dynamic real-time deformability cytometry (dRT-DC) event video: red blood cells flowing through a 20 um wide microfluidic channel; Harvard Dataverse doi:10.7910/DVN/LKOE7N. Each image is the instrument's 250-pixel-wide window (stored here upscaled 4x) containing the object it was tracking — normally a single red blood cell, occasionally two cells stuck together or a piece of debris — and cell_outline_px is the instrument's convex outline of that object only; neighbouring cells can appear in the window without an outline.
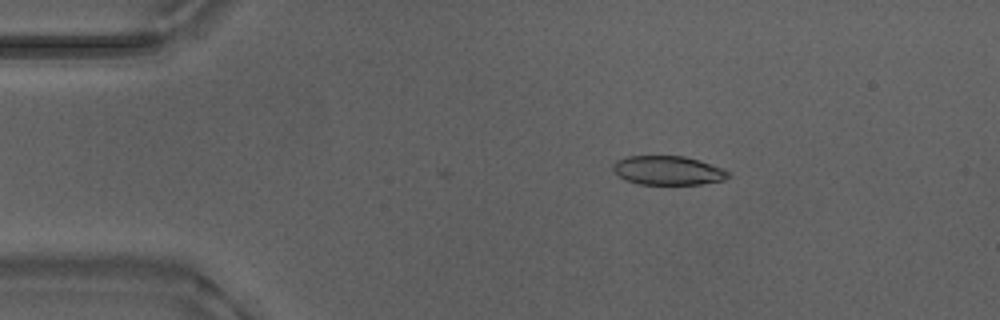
{"species": "Egyptian fruit bat (a non-hibernating species)", "species_latin": "Rousettus aegyptiacus", "temperature_condition": "warm", "stored_images_in_passage": 4, "camera_frame_rate_fps": 3000, "um_per_image_px": 0.085, "animal": {"sex": "male"}, "frame": {"image": 1, "passage_image": 1, "time_ms": 0.0, "image_size_px": [1000, 320], "cell_outline_px": [[728, 176], [724, 180], [700, 184], [640, 184], [628, 180], [620, 176], [612, 168], [612, 164], [616, 160], [628, 156], [684, 156], [700, 160], [724, 168], [728, 172]], "centroid_in_image_um": [56.79, 14.47], "position_along_channel_um": 28.2, "area_um2": 19.36}}